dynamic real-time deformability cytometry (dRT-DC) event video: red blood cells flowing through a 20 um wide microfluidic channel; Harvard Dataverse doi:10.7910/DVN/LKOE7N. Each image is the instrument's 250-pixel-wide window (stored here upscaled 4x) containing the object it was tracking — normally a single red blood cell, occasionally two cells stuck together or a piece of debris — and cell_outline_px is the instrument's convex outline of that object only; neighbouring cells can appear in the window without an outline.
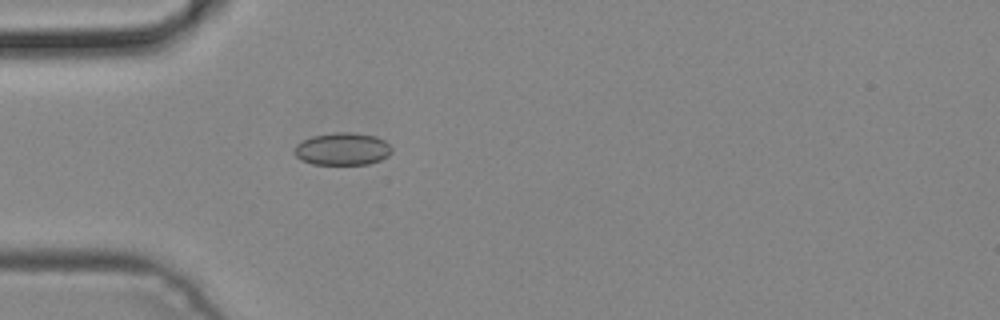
{"species": "common noctule bat (a hibernating species)", "species_latin": "Nyctalus noctula", "temperature_condition": "cold", "stored_images_in_passage": 3, "camera_frame_rate_fps": 3000, "um_per_image_px": 0.085, "animal": {"sex": "male", "body_mass_g": 19.2, "forearm_length_mm": 51.8}, "frame": {"image": 1, "passage_image": 3, "time_ms": 0.667, "image_size_px": [1000, 320], "cell_outline_px": [[392, 152], [388, 156], [380, 160], [368, 164], [312, 164], [300, 160], [296, 156], [296, 144], [312, 136], [332, 132], [352, 132], [376, 136], [384, 140], [392, 148]], "centroid_in_image_um": [29.13, 12.66], "position_along_channel_um": 55.9, "area_um2": 18.44}}